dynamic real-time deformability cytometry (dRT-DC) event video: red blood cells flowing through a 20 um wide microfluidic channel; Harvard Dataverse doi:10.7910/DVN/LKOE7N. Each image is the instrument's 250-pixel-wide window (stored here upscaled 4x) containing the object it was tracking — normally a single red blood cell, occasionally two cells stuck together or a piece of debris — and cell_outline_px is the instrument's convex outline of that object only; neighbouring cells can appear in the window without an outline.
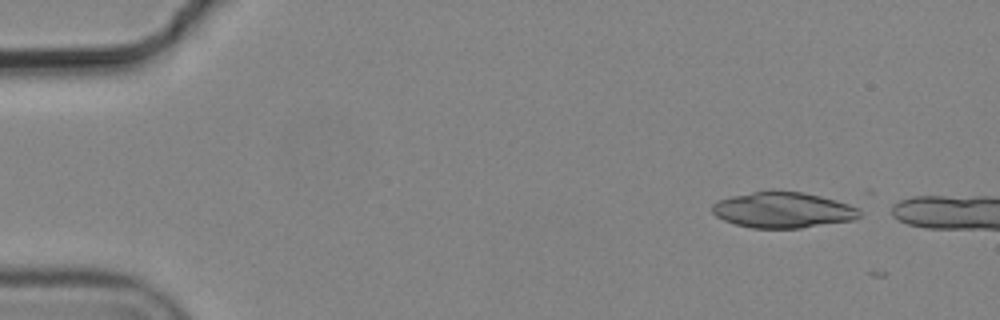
{"species": "common noctule bat (a hibernating species)", "species_latin": "Nyctalus noctula", "temperature_condition": "cold", "stored_images_in_passage": 2, "camera_frame_rate_fps": 3000, "um_per_image_px": 0.085, "animal": {"sex": "male", "body_mass_g": 19.2, "forearm_length_mm": 51.8}, "frame": {"image": 1, "passage_image": 1, "time_ms": 0.0, "image_size_px": [1000, 320], "cell_outline_px": [[860, 216], [852, 220], [800, 228], [752, 228], [736, 224], [724, 220], [716, 216], [712, 212], [712, 204], [716, 200], [732, 196], [772, 188], [804, 192], [860, 204]], "centroid_in_image_um": [66.62, 17.81], "position_along_channel_um": 18.4, "area_um2": 31.73}}